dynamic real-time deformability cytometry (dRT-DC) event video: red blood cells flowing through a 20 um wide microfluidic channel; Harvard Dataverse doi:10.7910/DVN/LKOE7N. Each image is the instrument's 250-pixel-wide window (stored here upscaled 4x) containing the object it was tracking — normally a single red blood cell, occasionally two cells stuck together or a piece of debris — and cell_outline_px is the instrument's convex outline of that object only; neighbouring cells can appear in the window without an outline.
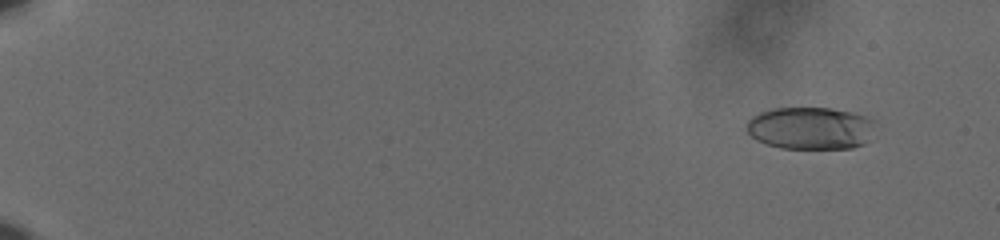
{"species": "human", "species_latin": "Homo sapiens", "temperature_condition": "cold", "stored_images_in_passage": 61, "camera_frame_rate_fps": 3000, "um_per_image_px": 0.085, "donor": {"sex": "male"}, "frame": {"image": 1, "passage_image": 6, "time_ms": 1.667, "image_size_px": [1000, 240], "cell_outline_px": [[872, 120], [868, 140], [864, 144], [852, 148], [780, 148], [756, 140], [748, 132], [748, 120], [752, 116], [760, 112], [776, 108], [832, 108], [852, 112], [864, 116]], "centroid_in_image_um": [68.85, 10.89], "position_along_channel_um": 16.2, "area_um2": 31.33}}
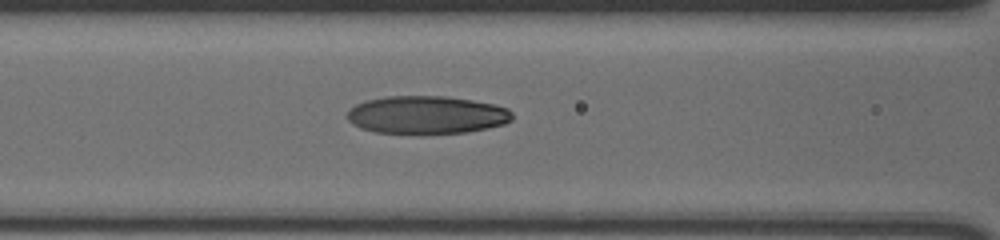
{"frame": {"image": 2, "passage_image": 30, "time_ms": 9.667, "image_size_px": [1000, 240], "cell_outline_px": [[512, 120], [504, 124], [488, 128], [468, 132], [424, 136], [420, 136], [376, 132], [360, 128], [352, 124], [348, 120], [348, 108], [356, 104], [368, 100], [388, 96], [444, 96], [472, 100], [492, 104], [508, 108], [512, 112]], "centroid_in_image_um": [36.25, 9.8], "position_along_channel_um": 130.3, "area_um2": 37.4}}
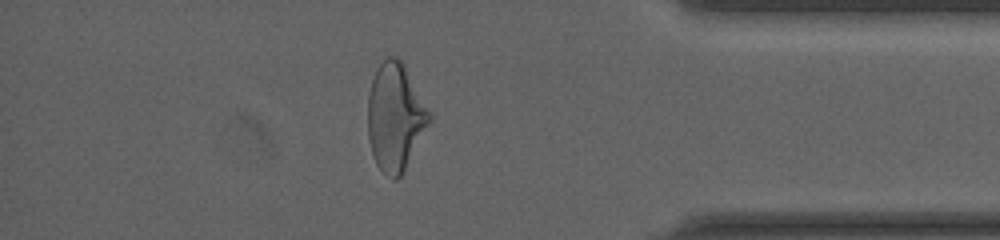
{"frame": {"image": 3, "passage_image": 54, "time_ms": 17.667, "image_size_px": [1000, 240], "cell_outline_px": [[432, 120], [400, 176], [396, 180], [392, 180], [376, 164], [372, 152], [368, 136], [368, 96], [372, 80], [376, 68], [388, 56], [396, 56], [404, 64], [432, 112]], "centroid_in_image_um": [33.61, 9.92], "position_along_channel_um": 401.6, "area_um2": 38.61}, "authors_computed_cell_mechanics": {"area_um2": 35.4314, "velocity_mm_per_s": 3.6466, "shape_relaxation_time_tau1_ms": 7.5662, "shape_relaxation_time_tau2_ms": 2.05, "deformation_change_tau1": 0.2146, "deformation_change_tau2": 0.0918}}